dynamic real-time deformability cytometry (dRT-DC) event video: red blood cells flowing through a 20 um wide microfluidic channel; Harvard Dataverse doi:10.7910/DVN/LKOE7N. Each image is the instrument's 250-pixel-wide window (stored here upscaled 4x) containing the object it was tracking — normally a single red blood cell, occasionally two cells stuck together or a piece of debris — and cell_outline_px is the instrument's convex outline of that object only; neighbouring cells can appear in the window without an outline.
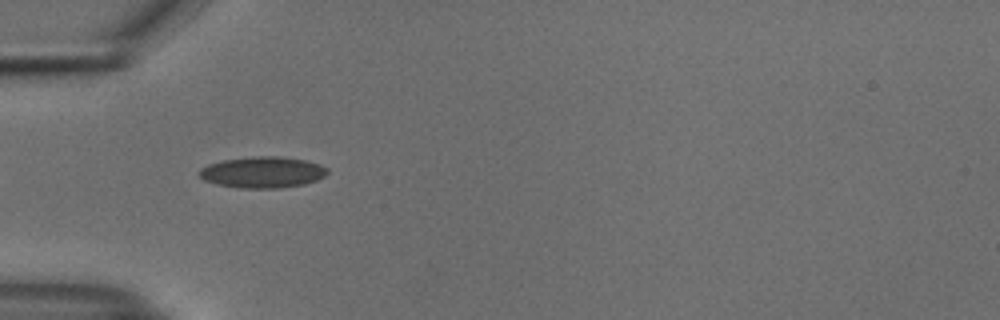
{"species": "common noctule bat (a hibernating species)", "species_latin": "Nyctalus noctula", "temperature_condition": "cold", "stored_images_in_passage": 41, "camera_frame_rate_fps": 3000, "um_per_image_px": 0.085, "animal": {"sex": "male", "body_mass_g": 18.8}, "frame": {"image": 1, "passage_image": 4, "time_ms": 1.0, "image_size_px": [1000, 320], "cell_outline_px": [[328, 172], [324, 176], [316, 180], [304, 184], [276, 188], [240, 188], [216, 184], [204, 180], [196, 172], [200, 168], [208, 164], [224, 160], [256, 156], [276, 156], [304, 160], [320, 164], [328, 168]], "centroid_in_image_um": [22.29, 14.64], "position_along_channel_um": 62.7, "area_um2": 23.24}}
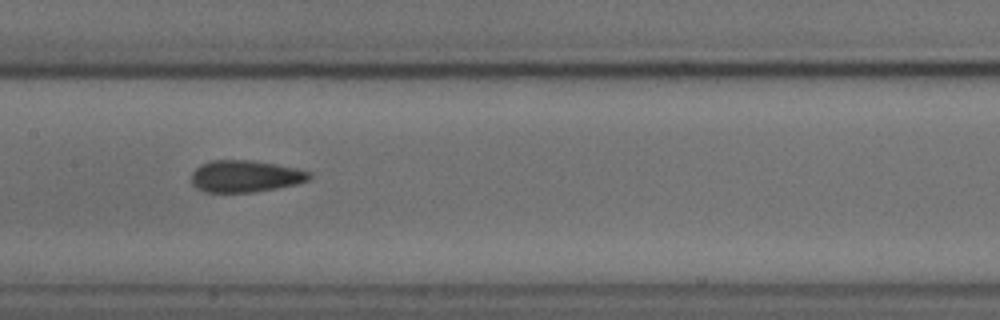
{"frame": {"image": 2, "passage_image": 14, "time_ms": 4.333, "image_size_px": [1000, 320], "cell_outline_px": [[312, 176], [308, 180], [296, 184], [276, 188], [252, 192], [204, 192], [196, 188], [192, 184], [192, 172], [200, 164], [212, 160], [252, 160], [276, 164], [296, 168], [312, 172]], "centroid_in_image_um": [20.84, 14.97], "position_along_channel_um": 186.6, "area_um2": 21.96}}
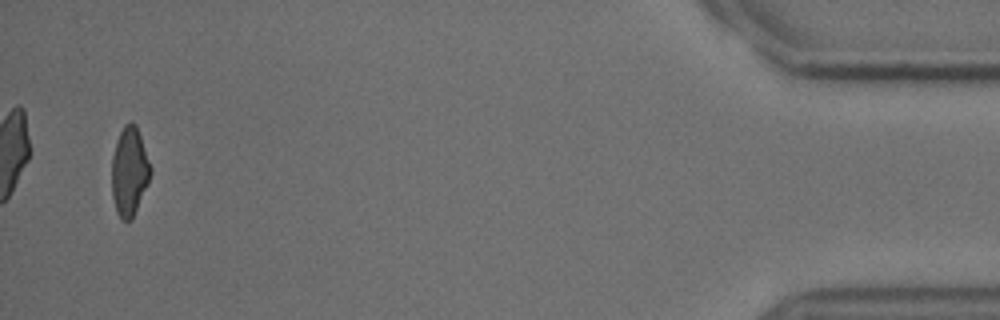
{"frame": {"image": 3, "passage_image": 39, "time_ms": 12.667, "image_size_px": [1000, 320], "cell_outline_px": [[152, 172], [148, 184], [132, 220], [120, 220], [116, 212], [112, 196], [112, 156], [116, 140], [124, 124], [132, 120], [136, 124], [152, 168]], "centroid_in_image_um": [11.0, 14.58], "position_along_channel_um": 424.2, "area_um2": 20.35}, "authors_computed_cell_mechanics": {"area_um2": 21.675, "velocity_mm_per_s": 3.7741, "shape_relaxation_time_tau1_ms": 5.0031, "shape_relaxation_time_tau2_ms": 1.7535, "deformation_change_tau1": 0.1225, "deformation_change_tau2": 0.0711}}